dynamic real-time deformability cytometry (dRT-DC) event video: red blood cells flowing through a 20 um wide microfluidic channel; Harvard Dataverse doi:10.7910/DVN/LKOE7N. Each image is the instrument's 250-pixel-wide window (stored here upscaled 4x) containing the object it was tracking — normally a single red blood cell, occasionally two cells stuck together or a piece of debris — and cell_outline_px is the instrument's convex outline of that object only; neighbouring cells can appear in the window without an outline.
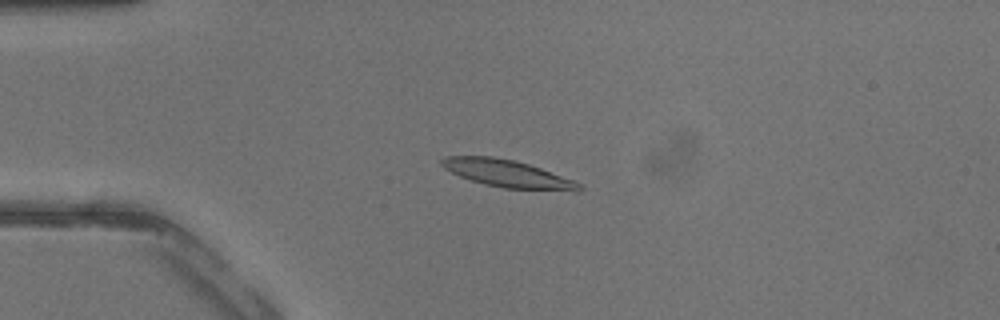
{"species": "common noctule bat (a hibernating species)", "species_latin": "Nyctalus noctula", "temperature_condition": "warm", "stored_images_in_passage": 42, "camera_frame_rate_fps": 3000, "um_per_image_px": 0.085, "animal": {"sex": "male", "body_mass_g": 13.3}, "frame": {"image": 1, "passage_image": 11, "time_ms": 3.333, "image_size_px": [1000, 320], "cell_outline_px": [[584, 188], [580, 192], [576, 192], [504, 188], [484, 184], [460, 176], [444, 168], [440, 164], [440, 160], [444, 156], [492, 156], [512, 160], [528, 164], [540, 168], [572, 180], [580, 184]], "centroid_in_image_um": [43.16, 14.77], "position_along_channel_um": 41.8, "area_um2": 21.91}}
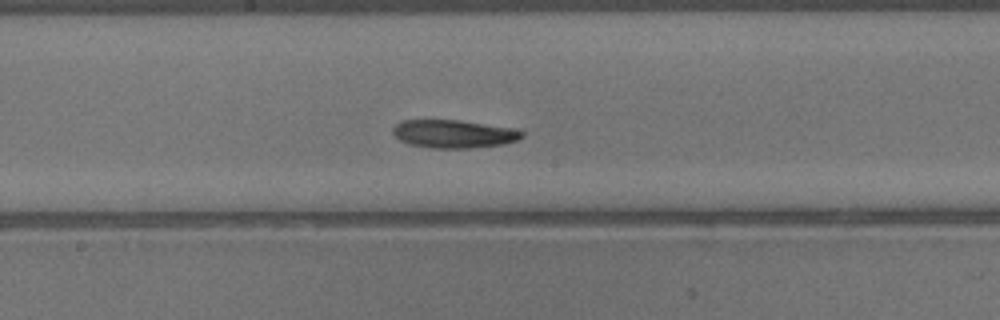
{"frame": {"image": 2, "passage_image": 23, "time_ms": 7.333, "image_size_px": [1000, 320], "cell_outline_px": [[524, 136], [520, 140], [504, 144], [468, 148], [432, 148], [408, 144], [400, 140], [392, 132], [392, 128], [400, 120], [460, 120], [520, 128], [524, 132]], "centroid_in_image_um": [38.64, 11.37], "position_along_channel_um": 209.6, "area_um2": 21.56}}
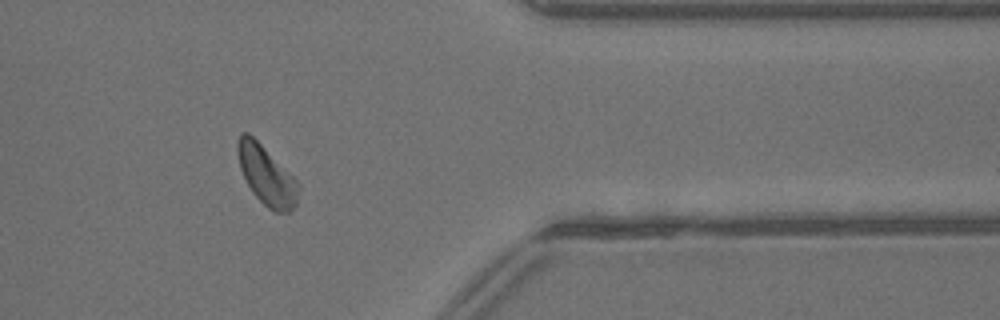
{"frame": {"image": 3, "passage_image": 35, "time_ms": 11.333, "image_size_px": [1000, 320], "cell_outline_px": [[300, 188], [296, 204], [288, 212], [276, 212], [268, 208], [252, 192], [240, 168], [236, 148], [236, 144], [240, 132], [248, 132], [300, 184]], "centroid_in_image_um": [22.64, 14.91], "position_along_channel_um": 388.8, "area_um2": 20.52}}